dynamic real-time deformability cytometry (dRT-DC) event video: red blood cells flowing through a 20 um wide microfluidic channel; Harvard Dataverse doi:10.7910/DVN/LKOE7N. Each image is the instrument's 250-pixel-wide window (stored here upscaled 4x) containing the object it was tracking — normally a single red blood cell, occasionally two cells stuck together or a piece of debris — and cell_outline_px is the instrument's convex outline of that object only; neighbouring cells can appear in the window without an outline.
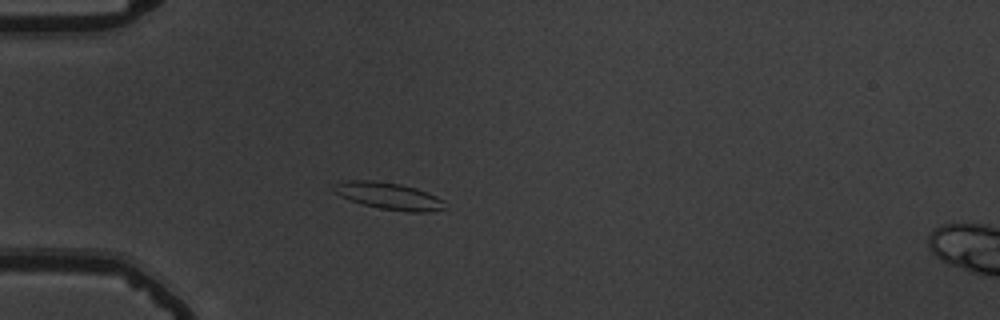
{"species": "common noctule bat (a hibernating species)", "species_latin": "Nyctalus noctula", "temperature_condition": "warm", "stored_images_in_passage": 40, "camera_frame_rate_fps": 3000, "um_per_image_px": 0.085, "animal": {"sex": "male", "body_mass_g": 19.5, "forearm_length_mm": 54.6}, "frame": {"image": 1, "passage_image": 1, "time_ms": 0.0, "image_size_px": [1000, 320], "cell_outline_px": [[444, 208], [428, 212], [408, 212], [380, 208], [364, 204], [340, 196], [332, 192], [332, 184], [340, 180], [372, 180], [400, 184], [416, 188], [436, 196], [444, 200]], "centroid_in_image_um": [32.98, 16.64], "position_along_channel_um": 52.0, "area_um2": 17.46}}
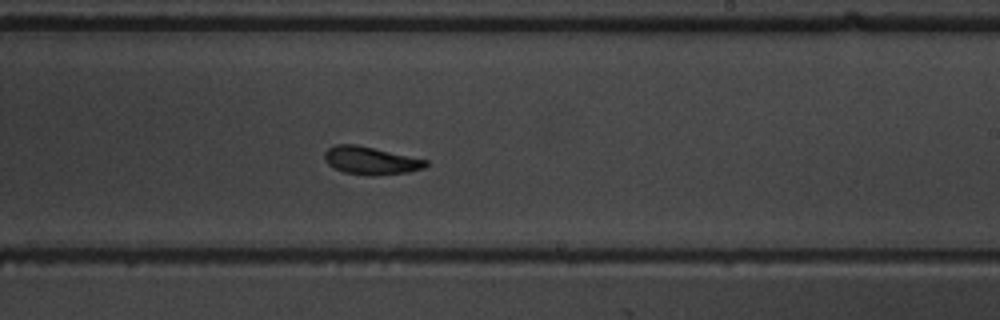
{"frame": {"image": 2, "passage_image": 19, "time_ms": 6.0, "image_size_px": [1000, 320], "cell_outline_px": [[428, 164], [424, 168], [408, 172], [376, 176], [372, 176], [344, 172], [328, 164], [324, 160], [324, 152], [328, 148], [336, 144], [356, 144], [428, 160]], "centroid_in_image_um": [31.51, 13.65], "position_along_channel_um": 257.5, "area_um2": 16.42}}
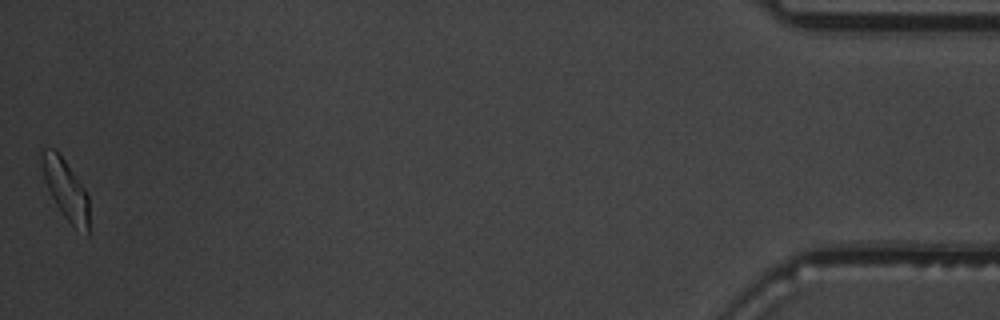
{"frame": {"image": 3, "passage_image": 40, "time_ms": 13.0, "image_size_px": [1000, 320], "cell_outline_px": [[88, 236], [76, 228], [64, 216], [56, 204], [44, 180], [40, 156], [40, 148], [56, 148], [88, 192]], "centroid_in_image_um": [5.57, 16.03], "position_along_channel_um": 429.6, "area_um2": 16.59}, "authors_computed_cell_mechanics": {"area_um2": 16.6175, "velocity_mm_per_s": 3.6875, "shape_relaxation_time_tau1_ms": 2.6633, "shape_relaxation_time_tau2_ms": 3.6638, "deformation_change_tau1": 0.0989, "deformation_change_tau2": 0.112}}